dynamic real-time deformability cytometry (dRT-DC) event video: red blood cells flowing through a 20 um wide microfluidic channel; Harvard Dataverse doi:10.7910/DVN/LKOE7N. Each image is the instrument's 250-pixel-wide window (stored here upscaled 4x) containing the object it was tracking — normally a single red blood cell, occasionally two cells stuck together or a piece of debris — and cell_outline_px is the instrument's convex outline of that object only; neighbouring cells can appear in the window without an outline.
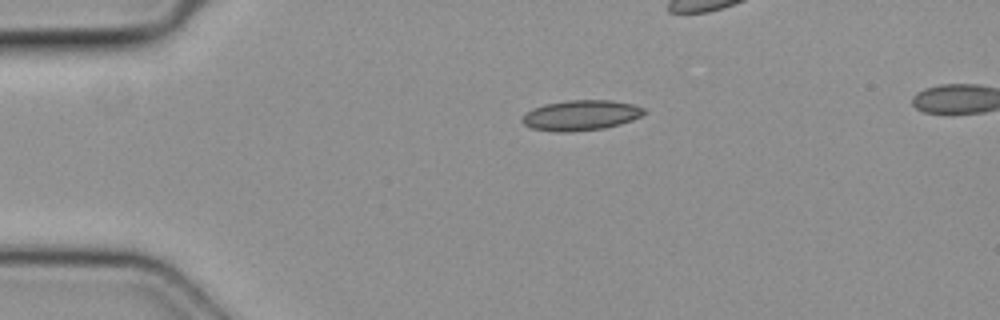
{"species": "common noctule bat (a hibernating species)", "species_latin": "Nyctalus noctula", "temperature_condition": "cold", "stored_images_in_passage": 11, "camera_frame_rate_fps": 3000, "um_per_image_px": 0.085, "animal": {"sex": "female", "body_mass_g": 19.3, "forearm_length_mm": 54.1}, "frame": {"image": 1, "passage_image": 1, "time_ms": 0.0, "image_size_px": [1000, 320], "cell_outline_px": [[648, 112], [632, 120], [620, 124], [604, 128], [572, 132], [556, 132], [532, 128], [524, 124], [520, 120], [532, 108], [544, 104], [568, 100], [612, 100], [632, 104], [644, 108]], "centroid_in_image_um": [49.39, 9.8], "position_along_channel_um": 35.6, "area_um2": 21.56}}
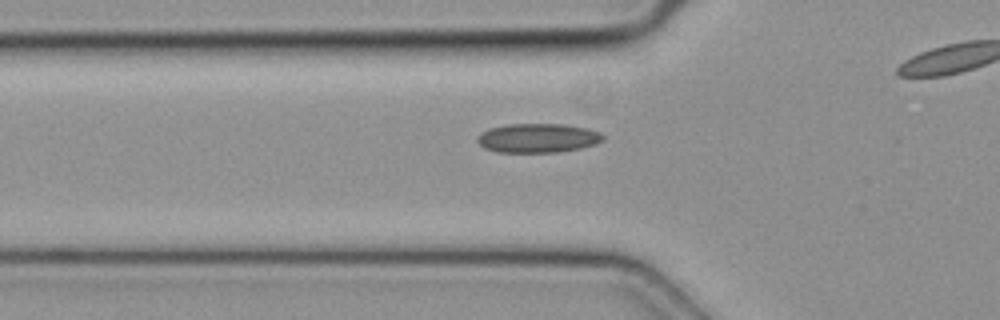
{"frame": {"image": 2, "passage_image": 7, "time_ms": 2.0, "image_size_px": [1000, 320], "cell_outline_px": [[604, 140], [596, 144], [580, 148], [556, 152], [496, 152], [484, 148], [476, 140], [476, 136], [492, 128], [508, 124], [564, 124], [588, 128], [600, 132], [604, 136]], "centroid_in_image_um": [45.74, 11.73], "position_along_channel_um": 80.1, "area_um2": 21.33}}
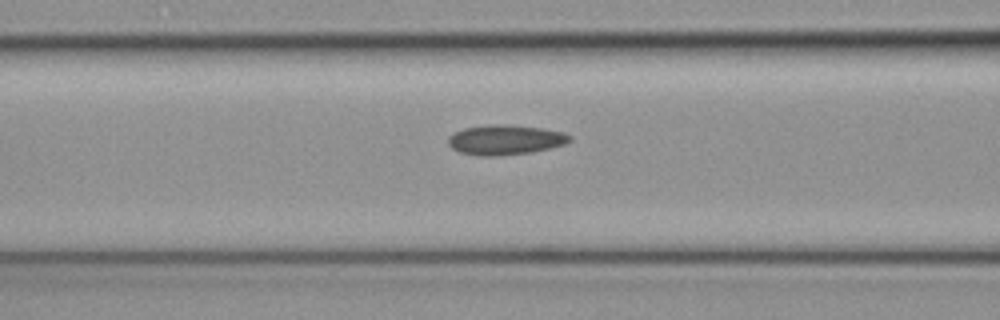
{"frame": {"image": 3, "passage_image": 10, "time_ms": 3.0, "image_size_px": [1000, 320], "cell_outline_px": [[572, 140], [564, 144], [532, 152], [488, 156], [484, 156], [460, 152], [452, 148], [448, 144], [448, 136], [464, 128], [492, 124], [500, 124], [540, 128], [564, 132], [572, 136]], "centroid_in_image_um": [42.95, 11.88], "position_along_channel_um": 123.7, "area_um2": 20.87}}